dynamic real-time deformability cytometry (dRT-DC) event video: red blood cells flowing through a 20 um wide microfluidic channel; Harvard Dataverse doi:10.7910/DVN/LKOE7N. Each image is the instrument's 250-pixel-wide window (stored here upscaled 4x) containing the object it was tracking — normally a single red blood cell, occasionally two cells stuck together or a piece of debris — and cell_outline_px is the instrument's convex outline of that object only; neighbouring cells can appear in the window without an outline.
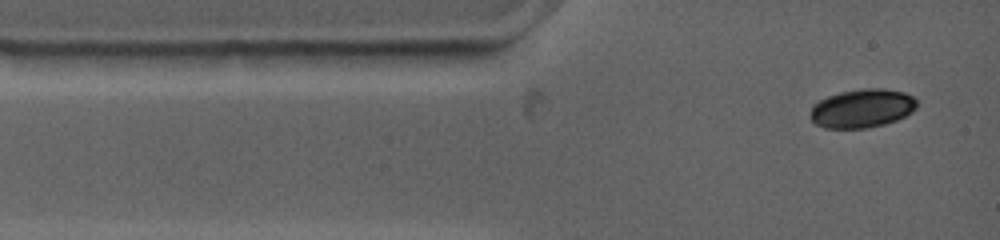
{"species": "common noctule bat (a hibernating species)", "species_latin": "Nyctalus noctula", "temperature_condition": "warm", "stored_images_in_passage": 20, "camera_frame_rate_fps": 4500, "um_per_image_px": 0.085, "animal": {"sex": "female", "body_mass_g": 19.0, "forearm_length_mm": 53.3}, "frame": {"image": 1, "passage_image": 1, "time_ms": 0.0, "image_size_px": [1000, 240], "cell_outline_px": [[916, 108], [912, 112], [896, 120], [884, 124], [868, 128], [824, 128], [816, 124], [812, 120], [812, 104], [828, 96], [840, 92], [860, 88], [884, 88], [904, 92], [912, 96], [916, 100]], "centroid_in_image_um": [73.29, 9.2], "position_along_channel_um": 11.7, "area_um2": 23.99}}
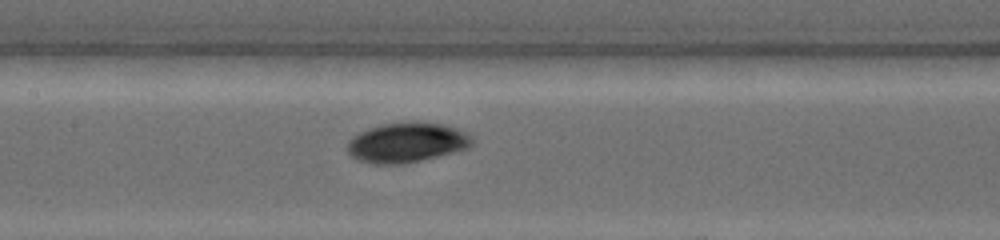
{"frame": {"image": 2, "passage_image": 8, "time_ms": 5.111, "image_size_px": [1000, 240], "cell_outline_px": [[472, 144], [468, 148], [404, 164], [372, 164], [356, 160], [348, 152], [348, 140], [352, 136], [368, 128], [380, 124], [440, 124], [456, 128], [472, 136]], "centroid_in_image_um": [34.52, 12.15], "position_along_channel_um": 172.9, "area_um2": 28.26}}
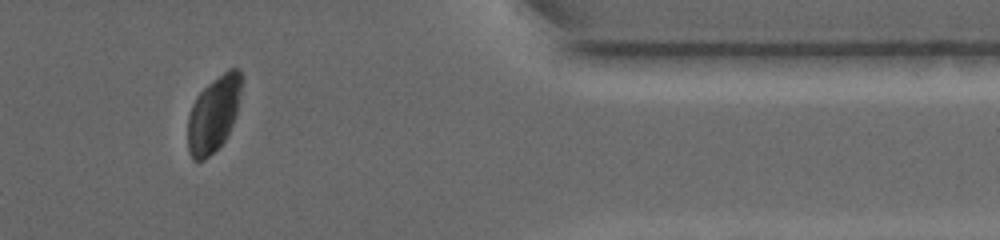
{"frame": {"image": 3, "passage_image": 17, "time_ms": 11.778, "image_size_px": [1000, 240], "cell_outline_px": [[244, 80], [236, 112], [232, 124], [224, 140], [204, 160], [192, 160], [188, 152], [188, 116], [192, 104], [196, 96], [208, 84], [228, 68], [236, 68], [244, 76]], "centroid_in_image_um": [18.16, 9.65], "position_along_channel_um": 393.2, "area_um2": 23.7}, "authors_computed_cell_mechanics": {"area_um2": 27.5706, "velocity_mm_per_s": 3.7379, "shape_relaxation_time_tau1_ms": 2.123, "shape_relaxation_time_tau2_ms": null, "deformation_change_tau1": 0.033, "deformation_change_tau2": null}}